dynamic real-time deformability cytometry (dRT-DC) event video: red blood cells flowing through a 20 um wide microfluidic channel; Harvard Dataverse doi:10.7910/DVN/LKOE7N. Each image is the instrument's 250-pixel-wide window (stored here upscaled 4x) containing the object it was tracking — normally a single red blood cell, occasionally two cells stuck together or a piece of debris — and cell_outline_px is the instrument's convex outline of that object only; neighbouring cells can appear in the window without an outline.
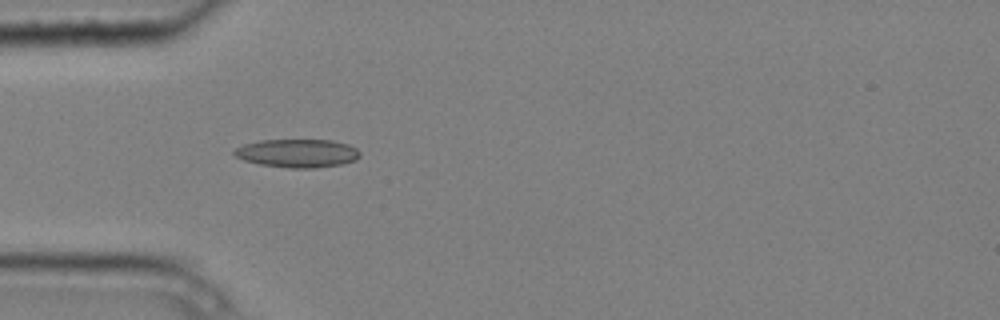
{"species": "common noctule bat (a hibernating species)", "species_latin": "Nyctalus noctula", "temperature_condition": "cold", "stored_images_in_passage": 7, "camera_frame_rate_fps": 3000, "um_per_image_px": 0.085, "animal": {"sex": "male", "body_mass_g": 20.4}, "frame": {"image": 1, "passage_image": 2, "time_ms": 0.333, "image_size_px": [1000, 320], "cell_outline_px": [[360, 156], [356, 160], [340, 164], [316, 168], [288, 168], [260, 164], [244, 160], [236, 156], [232, 152], [236, 148], [244, 144], [260, 140], [332, 140], [348, 144], [356, 148], [360, 152]], "centroid_in_image_um": [25.29, 13.02], "position_along_channel_um": 59.7, "area_um2": 20.75}}
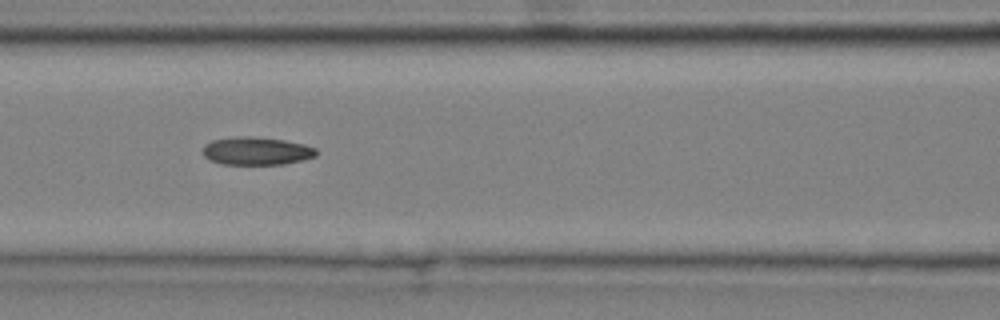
{"frame": {"image": 2, "passage_image": 4, "time_ms": 1.0, "image_size_px": [1000, 320], "cell_outline_px": [[316, 156], [284, 164], [220, 164], [208, 160], [204, 156], [204, 144], [212, 140], [236, 136], [252, 136], [284, 140], [304, 144], [316, 148]], "centroid_in_image_um": [21.77, 12.83], "position_along_channel_um": 144.8, "area_um2": 18.5}}
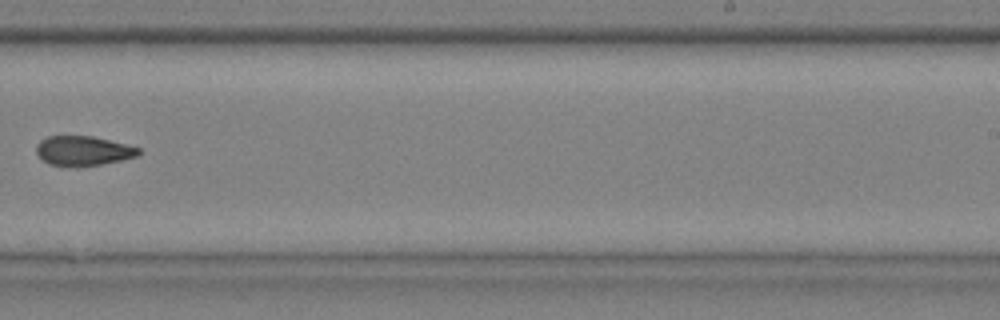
{"frame": {"image": 3, "passage_image": 7, "time_ms": 2.0, "image_size_px": [1000, 320], "cell_outline_px": [[140, 156], [100, 164], [76, 168], [68, 168], [48, 164], [36, 152], [36, 144], [40, 140], [48, 136], [92, 136], [140, 148]], "centroid_in_image_um": [7.04, 12.84], "position_along_channel_um": 282.0, "area_um2": 17.86}}